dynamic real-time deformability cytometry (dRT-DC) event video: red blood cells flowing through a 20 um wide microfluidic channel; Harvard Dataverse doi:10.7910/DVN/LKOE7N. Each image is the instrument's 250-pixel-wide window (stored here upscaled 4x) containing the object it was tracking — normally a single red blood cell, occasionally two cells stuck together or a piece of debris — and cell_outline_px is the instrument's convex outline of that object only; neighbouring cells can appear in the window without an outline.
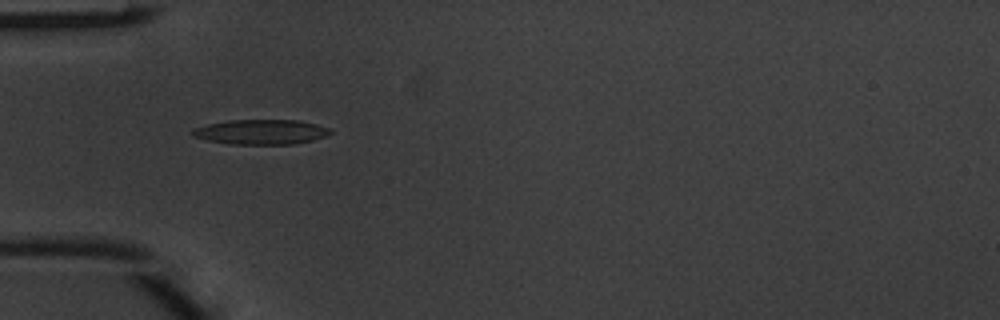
{"species": "common noctule bat (a hibernating species)", "species_latin": "Nyctalus noctula", "temperature_condition": "warm", "stored_images_in_passage": 5, "camera_frame_rate_fps": 3000, "um_per_image_px": 0.085, "animal": {"sex": "male", "body_mass_g": 20.1, "forearm_length_mm": 53.5}, "frame": {"image": 1, "passage_image": 2, "time_ms": 0.333, "image_size_px": [1000, 320], "cell_outline_px": [[332, 132], [324, 136], [312, 140], [296, 144], [232, 144], [208, 140], [192, 136], [192, 128], [208, 124], [228, 120], [300, 120], [332, 128]], "centroid_in_image_um": [22.2, 11.21], "position_along_channel_um": 62.8, "area_um2": 20.0}}
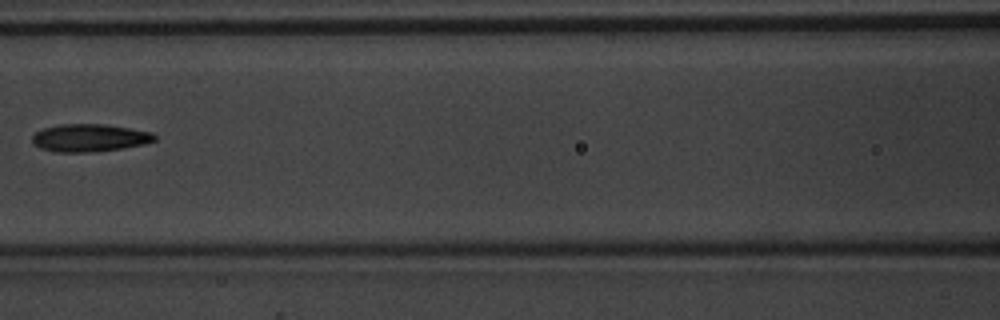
{"frame": {"image": 2, "passage_image": 4, "time_ms": 1.0, "image_size_px": [1000, 320], "cell_outline_px": [[156, 140], [144, 144], [124, 148], [84, 152], [56, 152], [40, 148], [32, 140], [32, 136], [36, 132], [44, 128], [60, 124], [108, 124], [152, 132], [156, 136]], "centroid_in_image_um": [7.64, 11.71], "position_along_channel_um": 159.0, "area_um2": 19.65}}
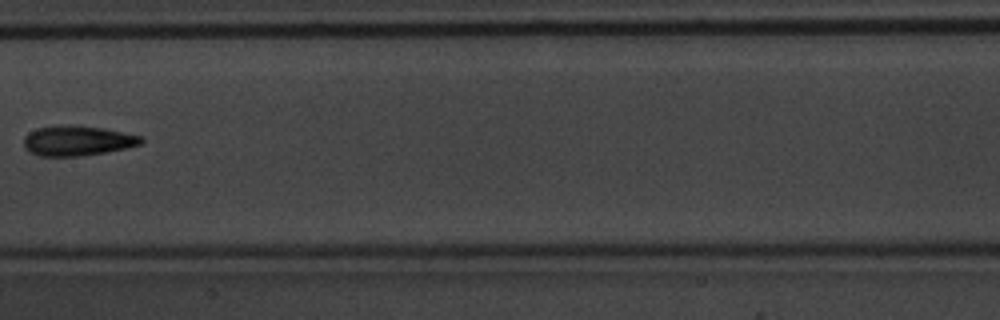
{"frame": {"image": 3, "passage_image": 5, "time_ms": 1.333, "image_size_px": [1000, 320], "cell_outline_px": [[144, 140], [140, 144], [124, 148], [104, 152], [80, 156], [40, 156], [28, 152], [24, 148], [24, 136], [28, 132], [36, 128], [104, 128], [140, 136]], "centroid_in_image_um": [6.54, 12.01], "position_along_channel_um": 200.9, "area_um2": 19.54}}